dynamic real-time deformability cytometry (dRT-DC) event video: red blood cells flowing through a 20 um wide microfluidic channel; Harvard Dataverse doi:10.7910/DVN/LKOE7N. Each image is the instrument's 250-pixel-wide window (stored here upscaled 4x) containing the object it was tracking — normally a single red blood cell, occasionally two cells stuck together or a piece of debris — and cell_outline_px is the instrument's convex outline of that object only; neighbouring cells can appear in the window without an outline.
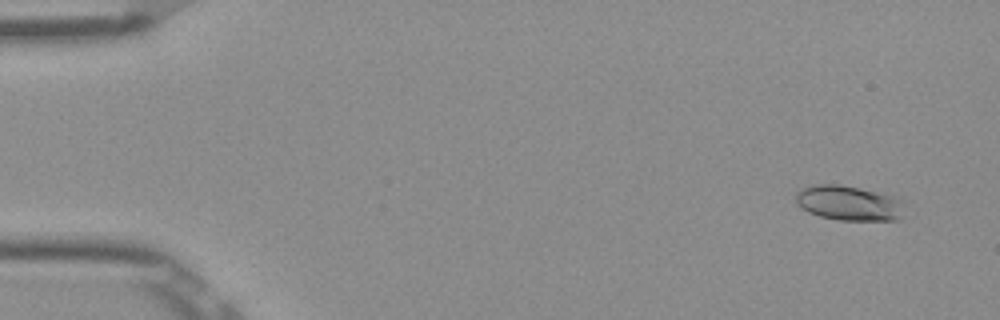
{"species": "Egyptian fruit bat (a non-hibernating species)", "species_latin": "Rousettus aegyptiacus", "temperature_condition": "room temperature", "stored_images_in_passage": 52, "camera_frame_rate_fps": 3000, "um_per_image_px": 0.085, "frame": {"image": 1, "passage_image": 2, "time_ms": 0.333, "image_size_px": [1000, 320], "cell_outline_px": [[900, 200], [896, 220], [840, 220], [820, 216], [808, 212], [796, 204], [796, 192], [812, 184], [840, 184], [860, 188], [892, 196]], "centroid_in_image_um": [72.01, 17.24], "position_along_channel_um": 13.0, "area_um2": 21.5}}
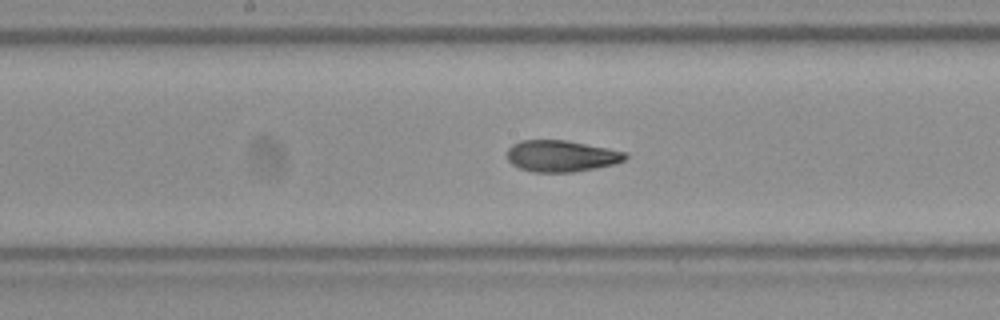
{"frame": {"image": 2, "passage_image": 26, "time_ms": 8.333, "image_size_px": [1000, 320], "cell_outline_px": [[628, 156], [624, 160], [616, 164], [572, 172], [532, 172], [520, 168], [512, 164], [508, 160], [508, 148], [512, 144], [520, 140], [568, 140], [628, 152]], "centroid_in_image_um": [47.73, 13.25], "position_along_channel_um": 200.5, "area_um2": 21.79}}
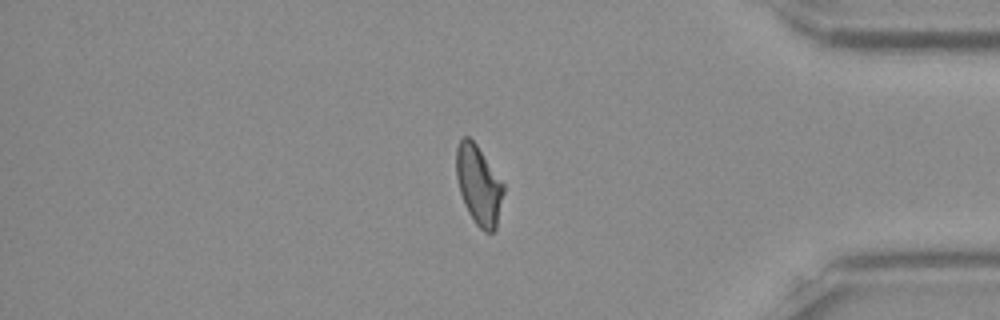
{"frame": {"image": 3, "passage_image": 43, "time_ms": 14.0, "image_size_px": [1000, 320], "cell_outline_px": [[504, 192], [496, 228], [492, 232], [484, 232], [476, 224], [468, 212], [464, 204], [460, 192], [456, 176], [456, 148], [460, 140], [464, 136], [468, 136], [476, 144], [504, 184]], "centroid_in_image_um": [40.68, 15.74], "position_along_channel_um": 394.5, "area_um2": 21.68}, "authors_computed_cell_mechanics": {"area_um2": 21.8484, "velocity_mm_per_s": 3.903, "shape_relaxation_time_tau1_ms": 5.462, "shape_relaxation_time_tau2_ms": 1.6675, "deformation_change_tau1": 0.1749, "deformation_change_tau2": 0.0727}}